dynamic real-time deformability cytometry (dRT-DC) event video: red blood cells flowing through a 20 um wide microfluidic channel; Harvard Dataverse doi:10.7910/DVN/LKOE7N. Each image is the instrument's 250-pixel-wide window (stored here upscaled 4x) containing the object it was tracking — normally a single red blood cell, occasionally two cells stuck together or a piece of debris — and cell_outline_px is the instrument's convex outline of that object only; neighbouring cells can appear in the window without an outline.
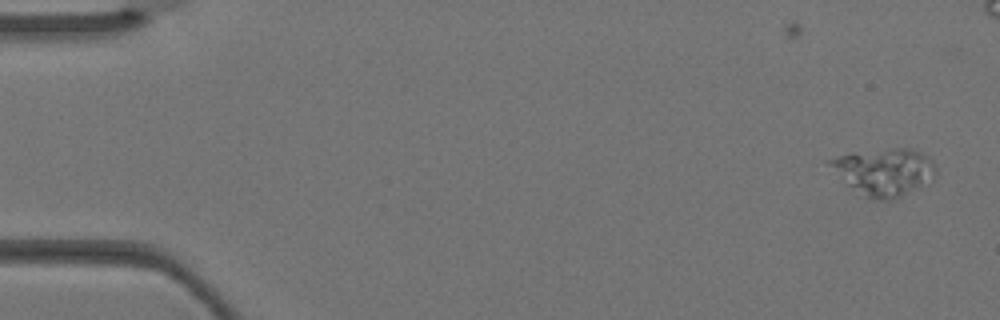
{"species": "Egyptian fruit bat (a non-hibernating species)", "species_latin": "Rousettus aegyptiacus", "temperature_condition": "warm", "stored_images_in_passage": 5, "camera_frame_rate_fps": 3000, "um_per_image_px": 0.085, "animal": {"sex": "female"}, "frame": {"image": 1, "passage_image": 1, "time_ms": 0.0, "image_size_px": [1000, 320], "cell_outline_px": [[936, 176], [900, 196], [892, 200], [872, 200], [848, 184], [824, 160], [836, 156], [852, 152], [892, 148], [912, 148], [928, 156], [932, 160], [936, 168]], "centroid_in_image_um": [75.15, 14.56], "position_along_channel_um": 9.9, "area_um2": 28.73}}